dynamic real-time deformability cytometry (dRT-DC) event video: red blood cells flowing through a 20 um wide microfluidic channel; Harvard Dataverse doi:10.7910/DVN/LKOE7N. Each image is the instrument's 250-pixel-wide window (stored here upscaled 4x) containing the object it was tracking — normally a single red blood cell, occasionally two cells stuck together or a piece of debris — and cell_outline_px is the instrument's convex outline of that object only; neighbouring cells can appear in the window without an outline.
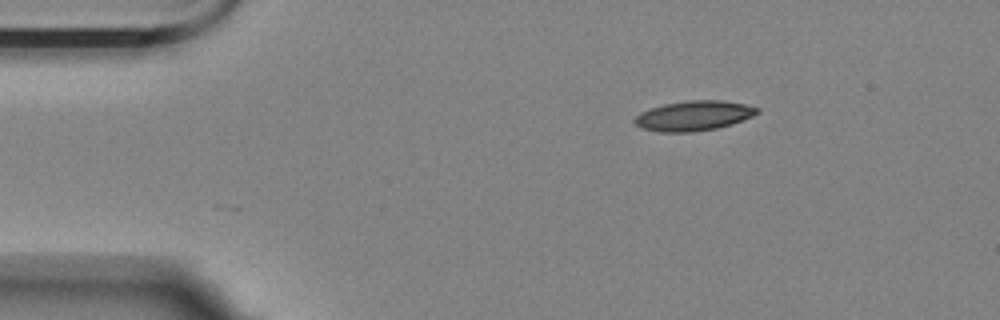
{"species": "Egyptian fruit bat (a non-hibernating species)", "species_latin": "Rousettus aegyptiacus", "temperature_condition": "room temperature", "stored_images_in_passage": 2, "camera_frame_rate_fps": 3000, "um_per_image_px": 0.085, "animal": {"sex": "female"}, "frame": {"image": 1, "passage_image": 2, "time_ms": 0.333, "image_size_px": [1000, 320], "cell_outline_px": [[760, 112], [752, 116], [732, 124], [716, 128], [692, 132], [660, 132], [640, 128], [632, 120], [640, 112], [664, 104], [688, 100], [720, 100], [744, 104], [760, 108]], "centroid_in_image_um": [58.95, 9.84], "position_along_channel_um": 26.0, "area_um2": 21.33}}